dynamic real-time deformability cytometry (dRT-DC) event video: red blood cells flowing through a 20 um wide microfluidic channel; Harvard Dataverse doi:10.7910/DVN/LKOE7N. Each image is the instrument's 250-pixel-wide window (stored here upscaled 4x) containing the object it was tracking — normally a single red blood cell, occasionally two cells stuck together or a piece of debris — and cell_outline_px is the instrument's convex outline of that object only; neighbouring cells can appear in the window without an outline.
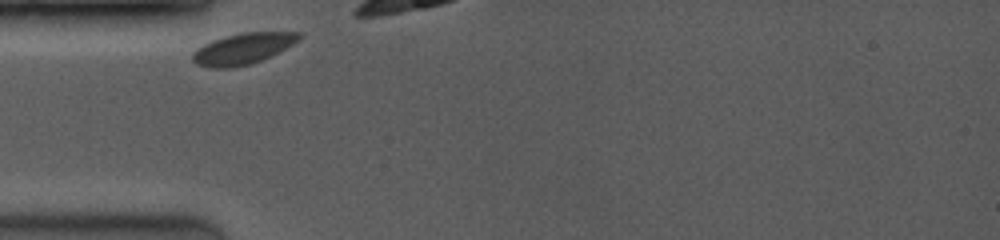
{"species": "common noctule bat (a hibernating species)", "species_latin": "Nyctalus noctula", "temperature_condition": "room temperature", "stored_images_in_passage": 5, "camera_frame_rate_fps": 3500, "um_per_image_px": 0.085, "animal": {"sex": "female", "body_mass_g": 19.0, "forearm_length_mm": 53.3}, "frame": {"image": 1, "passage_image": 1, "time_ms": 0.0, "image_size_px": [1000, 240], "cell_outline_px": [[304, 36], [292, 44], [260, 60], [248, 64], [232, 68], [212, 68], [196, 64], [192, 60], [192, 52], [196, 48], [212, 40], [224, 36], [240, 32], [300, 32]], "centroid_in_image_um": [20.59, 4.12], "position_along_channel_um": 64.4, "area_um2": 19.13}}